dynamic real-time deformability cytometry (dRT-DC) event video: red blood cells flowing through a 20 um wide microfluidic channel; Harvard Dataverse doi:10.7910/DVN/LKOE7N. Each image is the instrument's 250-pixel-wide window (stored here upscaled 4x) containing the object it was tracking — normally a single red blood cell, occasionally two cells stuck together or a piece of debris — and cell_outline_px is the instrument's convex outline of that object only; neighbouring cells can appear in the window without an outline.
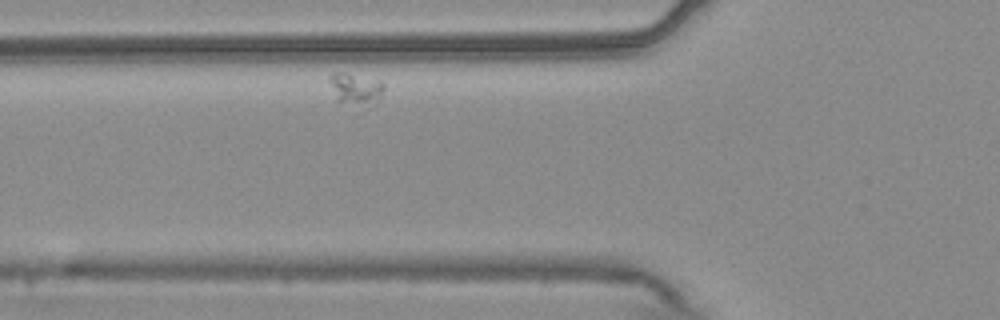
{"species": "common noctule bat (a hibernating species)", "species_latin": "Nyctalus noctula", "temperature_condition": "warm", "stored_images_in_passage": 33, "camera_frame_rate_fps": 3000, "um_per_image_px": 0.085, "animal": {"sex": "male", "body_mass_g": 20.4}, "frame": {"image": 1, "passage_image": 4, "time_ms": 1.0, "image_size_px": [1000, 320], "cell_outline_px": [[384, 88], [376, 104], [360, 112], [336, 100], [328, 80], [328, 76], [332, 72], [340, 72], [380, 80], [384, 84]], "centroid_in_image_um": [30.23, 7.66], "position_along_channel_um": 95.6, "area_um2": 10.98}}
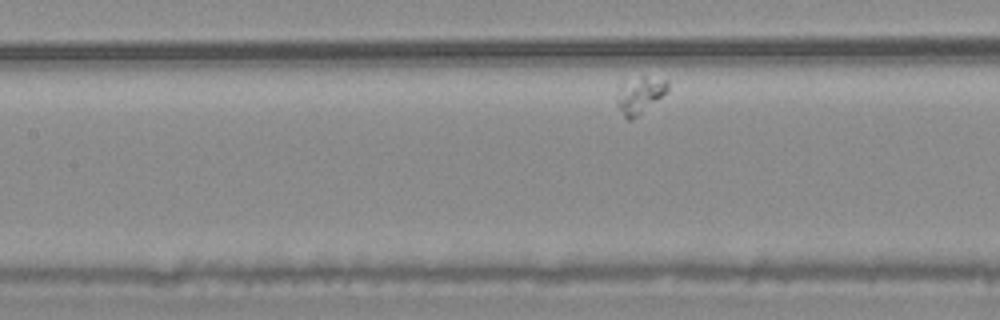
{"frame": {"image": 2, "passage_image": 10, "time_ms": 3.0, "image_size_px": [1000, 320], "cell_outline_px": [[668, 88], [660, 96], [632, 120], [628, 120], [624, 116], [616, 104], [616, 96], [620, 88], [644, 76], [668, 80]], "centroid_in_image_um": [54.37, 8.12], "position_along_channel_um": 153.0, "area_um2": 10.0}}